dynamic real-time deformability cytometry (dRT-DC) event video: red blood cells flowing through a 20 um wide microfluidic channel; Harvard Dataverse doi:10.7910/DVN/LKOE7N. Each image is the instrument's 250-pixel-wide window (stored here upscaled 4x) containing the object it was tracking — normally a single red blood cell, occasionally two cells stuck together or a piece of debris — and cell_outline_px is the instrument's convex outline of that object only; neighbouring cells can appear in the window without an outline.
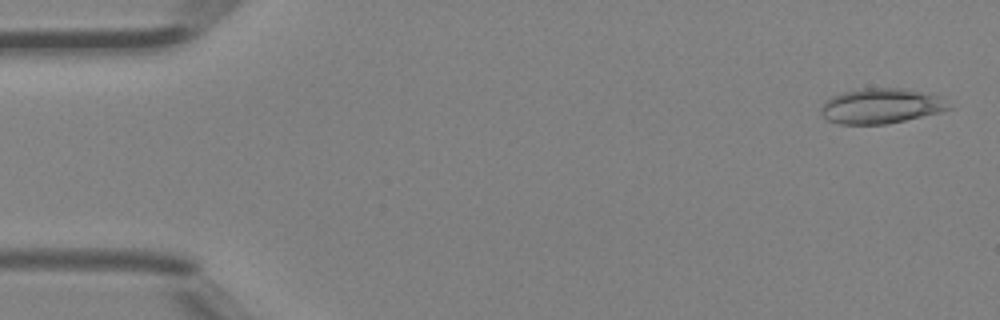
{"species": "Egyptian fruit bat (a non-hibernating species)", "species_latin": "Rousettus aegyptiacus", "temperature_condition": "room temperature", "stored_images_in_passage": 10, "camera_frame_rate_fps": 3000, "um_per_image_px": 0.085, "animal": {"sex": "female"}, "frame": {"image": 1, "passage_image": 2, "time_ms": 0.333, "image_size_px": [1000, 320], "cell_outline_px": [[952, 108], [940, 112], [904, 120], [884, 124], [840, 124], [828, 120], [820, 112], [820, 108], [824, 100], [832, 96], [844, 92], [860, 88], [904, 88], [940, 96]], "centroid_in_image_um": [74.85, 9.0], "position_along_channel_um": 10.1, "area_um2": 26.07}}